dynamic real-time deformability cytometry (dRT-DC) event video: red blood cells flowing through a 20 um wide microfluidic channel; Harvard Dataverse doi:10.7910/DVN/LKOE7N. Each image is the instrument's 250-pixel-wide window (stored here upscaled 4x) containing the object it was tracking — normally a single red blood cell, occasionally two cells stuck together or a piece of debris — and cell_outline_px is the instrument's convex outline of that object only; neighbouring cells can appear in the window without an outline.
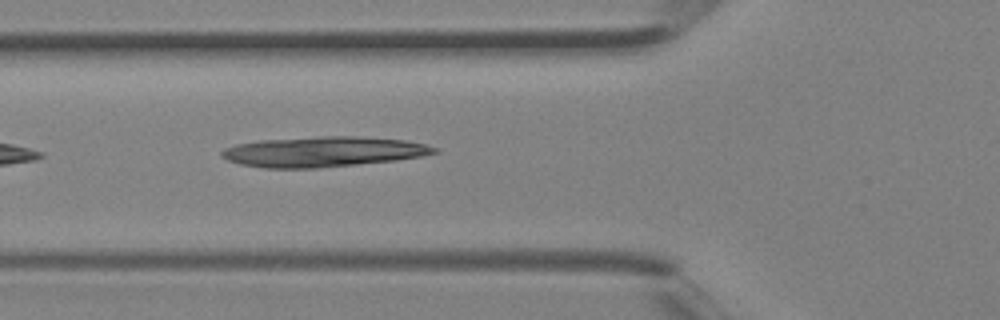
{"species": "Egyptian fruit bat (a non-hibernating species)", "species_latin": "Rousettus aegyptiacus", "temperature_condition": "room temperature", "stored_images_in_passage": 6, "camera_frame_rate_fps": 3000, "um_per_image_px": 0.085, "animal": {"sex": "female"}, "frame": {"image": 1, "passage_image": 5, "time_ms": 1.333, "image_size_px": [1000, 320], "cell_outline_px": [[440, 152], [420, 156], [396, 160], [320, 168], [264, 168], [240, 164], [228, 160], [220, 156], [220, 152], [224, 148], [236, 144], [260, 140], [320, 136], [356, 136], [404, 140], [424, 144], [440, 148]], "centroid_in_image_um": [27.46, 12.89], "position_along_channel_um": 98.3, "area_um2": 37.57}}